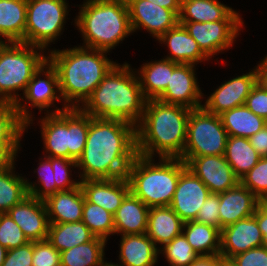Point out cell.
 Instances as JSON below:
<instances>
[{
	"instance_id": "9f6ffc18",
	"label": "cell",
	"mask_w": 267,
	"mask_h": 266,
	"mask_svg": "<svg viewBox=\"0 0 267 266\" xmlns=\"http://www.w3.org/2000/svg\"><path fill=\"white\" fill-rule=\"evenodd\" d=\"M260 206L267 212V195L260 199Z\"/></svg>"
},
{
	"instance_id": "7bdbcfd3",
	"label": "cell",
	"mask_w": 267,
	"mask_h": 266,
	"mask_svg": "<svg viewBox=\"0 0 267 266\" xmlns=\"http://www.w3.org/2000/svg\"><path fill=\"white\" fill-rule=\"evenodd\" d=\"M32 266H61L60 252L47 240L33 241Z\"/></svg>"
},
{
	"instance_id": "f6af8a7d",
	"label": "cell",
	"mask_w": 267,
	"mask_h": 266,
	"mask_svg": "<svg viewBox=\"0 0 267 266\" xmlns=\"http://www.w3.org/2000/svg\"><path fill=\"white\" fill-rule=\"evenodd\" d=\"M230 260L237 266H267V248L265 246L251 248Z\"/></svg>"
},
{
	"instance_id": "7a4b0ae2",
	"label": "cell",
	"mask_w": 267,
	"mask_h": 266,
	"mask_svg": "<svg viewBox=\"0 0 267 266\" xmlns=\"http://www.w3.org/2000/svg\"><path fill=\"white\" fill-rule=\"evenodd\" d=\"M107 51L83 47L51 49L47 60L56 69L63 105L80 108L109 71L118 63Z\"/></svg>"
},
{
	"instance_id": "60d3db41",
	"label": "cell",
	"mask_w": 267,
	"mask_h": 266,
	"mask_svg": "<svg viewBox=\"0 0 267 266\" xmlns=\"http://www.w3.org/2000/svg\"><path fill=\"white\" fill-rule=\"evenodd\" d=\"M22 229L8 213H0V244L7 250L15 249L28 243Z\"/></svg>"
},
{
	"instance_id": "e575fe53",
	"label": "cell",
	"mask_w": 267,
	"mask_h": 266,
	"mask_svg": "<svg viewBox=\"0 0 267 266\" xmlns=\"http://www.w3.org/2000/svg\"><path fill=\"white\" fill-rule=\"evenodd\" d=\"M107 240L94 237L91 241L60 252L61 266H101L105 261Z\"/></svg>"
},
{
	"instance_id": "2e32d148",
	"label": "cell",
	"mask_w": 267,
	"mask_h": 266,
	"mask_svg": "<svg viewBox=\"0 0 267 266\" xmlns=\"http://www.w3.org/2000/svg\"><path fill=\"white\" fill-rule=\"evenodd\" d=\"M256 85L255 69L242 75L234 76L219 85L213 93L204 100L202 107L209 113L221 115L227 110L245 104L247 96Z\"/></svg>"
},
{
	"instance_id": "7402d4cb",
	"label": "cell",
	"mask_w": 267,
	"mask_h": 266,
	"mask_svg": "<svg viewBox=\"0 0 267 266\" xmlns=\"http://www.w3.org/2000/svg\"><path fill=\"white\" fill-rule=\"evenodd\" d=\"M157 41L168 47L169 54L164 58L170 61L197 66L199 63L210 60L180 23L168 30Z\"/></svg>"
},
{
	"instance_id": "ac0fdd59",
	"label": "cell",
	"mask_w": 267,
	"mask_h": 266,
	"mask_svg": "<svg viewBox=\"0 0 267 266\" xmlns=\"http://www.w3.org/2000/svg\"><path fill=\"white\" fill-rule=\"evenodd\" d=\"M7 213L29 241L47 240L50 223L45 201L28 195Z\"/></svg>"
},
{
	"instance_id": "d4e9b609",
	"label": "cell",
	"mask_w": 267,
	"mask_h": 266,
	"mask_svg": "<svg viewBox=\"0 0 267 266\" xmlns=\"http://www.w3.org/2000/svg\"><path fill=\"white\" fill-rule=\"evenodd\" d=\"M84 194L80 185L72 190L59 191L45 201L49 223L82 221Z\"/></svg>"
},
{
	"instance_id": "484cf974",
	"label": "cell",
	"mask_w": 267,
	"mask_h": 266,
	"mask_svg": "<svg viewBox=\"0 0 267 266\" xmlns=\"http://www.w3.org/2000/svg\"><path fill=\"white\" fill-rule=\"evenodd\" d=\"M149 207L129 192L117 209L114 217V234H145Z\"/></svg>"
},
{
	"instance_id": "4fadbf2b",
	"label": "cell",
	"mask_w": 267,
	"mask_h": 266,
	"mask_svg": "<svg viewBox=\"0 0 267 266\" xmlns=\"http://www.w3.org/2000/svg\"><path fill=\"white\" fill-rule=\"evenodd\" d=\"M180 159L208 187L211 193L225 192L240 182L224 155L180 157Z\"/></svg>"
},
{
	"instance_id": "bcb514c9",
	"label": "cell",
	"mask_w": 267,
	"mask_h": 266,
	"mask_svg": "<svg viewBox=\"0 0 267 266\" xmlns=\"http://www.w3.org/2000/svg\"><path fill=\"white\" fill-rule=\"evenodd\" d=\"M33 241L7 251L2 266H32Z\"/></svg>"
},
{
	"instance_id": "74e56055",
	"label": "cell",
	"mask_w": 267,
	"mask_h": 266,
	"mask_svg": "<svg viewBox=\"0 0 267 266\" xmlns=\"http://www.w3.org/2000/svg\"><path fill=\"white\" fill-rule=\"evenodd\" d=\"M159 254L164 256L169 266H189L199 256L183 233L160 248Z\"/></svg>"
},
{
	"instance_id": "7dc6e473",
	"label": "cell",
	"mask_w": 267,
	"mask_h": 266,
	"mask_svg": "<svg viewBox=\"0 0 267 266\" xmlns=\"http://www.w3.org/2000/svg\"><path fill=\"white\" fill-rule=\"evenodd\" d=\"M245 106L267 121V92L255 85L247 96Z\"/></svg>"
},
{
	"instance_id": "6f0895ef",
	"label": "cell",
	"mask_w": 267,
	"mask_h": 266,
	"mask_svg": "<svg viewBox=\"0 0 267 266\" xmlns=\"http://www.w3.org/2000/svg\"><path fill=\"white\" fill-rule=\"evenodd\" d=\"M222 266H237L234 262H232L230 259H224L222 257Z\"/></svg>"
},
{
	"instance_id": "b9f144b4",
	"label": "cell",
	"mask_w": 267,
	"mask_h": 266,
	"mask_svg": "<svg viewBox=\"0 0 267 266\" xmlns=\"http://www.w3.org/2000/svg\"><path fill=\"white\" fill-rule=\"evenodd\" d=\"M52 168L56 176V192L72 190L80 185V179L72 178V170L77 168L75 160L52 157Z\"/></svg>"
},
{
	"instance_id": "f907efd6",
	"label": "cell",
	"mask_w": 267,
	"mask_h": 266,
	"mask_svg": "<svg viewBox=\"0 0 267 266\" xmlns=\"http://www.w3.org/2000/svg\"><path fill=\"white\" fill-rule=\"evenodd\" d=\"M260 231L262 232V246L267 248V212L259 205L254 213Z\"/></svg>"
},
{
	"instance_id": "5bb4252c",
	"label": "cell",
	"mask_w": 267,
	"mask_h": 266,
	"mask_svg": "<svg viewBox=\"0 0 267 266\" xmlns=\"http://www.w3.org/2000/svg\"><path fill=\"white\" fill-rule=\"evenodd\" d=\"M196 65L179 64L170 74L165 91L157 98L167 104H176L198 109L202 107L204 93L198 84ZM196 73V74H195Z\"/></svg>"
},
{
	"instance_id": "94428289",
	"label": "cell",
	"mask_w": 267,
	"mask_h": 266,
	"mask_svg": "<svg viewBox=\"0 0 267 266\" xmlns=\"http://www.w3.org/2000/svg\"><path fill=\"white\" fill-rule=\"evenodd\" d=\"M4 41L0 38V48L4 45Z\"/></svg>"
},
{
	"instance_id": "3957f363",
	"label": "cell",
	"mask_w": 267,
	"mask_h": 266,
	"mask_svg": "<svg viewBox=\"0 0 267 266\" xmlns=\"http://www.w3.org/2000/svg\"><path fill=\"white\" fill-rule=\"evenodd\" d=\"M191 110L158 99L147 100L136 126L137 154L153 158H180L186 143Z\"/></svg>"
},
{
	"instance_id": "836d02e7",
	"label": "cell",
	"mask_w": 267,
	"mask_h": 266,
	"mask_svg": "<svg viewBox=\"0 0 267 266\" xmlns=\"http://www.w3.org/2000/svg\"><path fill=\"white\" fill-rule=\"evenodd\" d=\"M15 163L0 167V213H7L29 195L26 176L16 172Z\"/></svg>"
},
{
	"instance_id": "44dd1931",
	"label": "cell",
	"mask_w": 267,
	"mask_h": 266,
	"mask_svg": "<svg viewBox=\"0 0 267 266\" xmlns=\"http://www.w3.org/2000/svg\"><path fill=\"white\" fill-rule=\"evenodd\" d=\"M220 230L254 215L260 200L240 182L233 188L219 193Z\"/></svg>"
},
{
	"instance_id": "ab89813d",
	"label": "cell",
	"mask_w": 267,
	"mask_h": 266,
	"mask_svg": "<svg viewBox=\"0 0 267 266\" xmlns=\"http://www.w3.org/2000/svg\"><path fill=\"white\" fill-rule=\"evenodd\" d=\"M240 183L259 200L267 195V156L261 157L257 164L240 179Z\"/></svg>"
},
{
	"instance_id": "9c48e42d",
	"label": "cell",
	"mask_w": 267,
	"mask_h": 266,
	"mask_svg": "<svg viewBox=\"0 0 267 266\" xmlns=\"http://www.w3.org/2000/svg\"><path fill=\"white\" fill-rule=\"evenodd\" d=\"M69 7L66 0H27L24 43L49 51L65 30Z\"/></svg>"
},
{
	"instance_id": "83f0119b",
	"label": "cell",
	"mask_w": 267,
	"mask_h": 266,
	"mask_svg": "<svg viewBox=\"0 0 267 266\" xmlns=\"http://www.w3.org/2000/svg\"><path fill=\"white\" fill-rule=\"evenodd\" d=\"M183 225L184 221L170 206L151 207L148 212L146 234L160 249L182 233Z\"/></svg>"
},
{
	"instance_id": "30bf717a",
	"label": "cell",
	"mask_w": 267,
	"mask_h": 266,
	"mask_svg": "<svg viewBox=\"0 0 267 266\" xmlns=\"http://www.w3.org/2000/svg\"><path fill=\"white\" fill-rule=\"evenodd\" d=\"M56 102L63 103L59 90L58 75L56 69L46 60L33 74L24 93L19 94V99L15 103L19 118L25 123V132L28 133L27 128H31L29 126L35 124L33 122L35 117H33L34 114L32 113L33 111H31V107L34 109L37 108L39 113L46 111L44 114H55L68 109V107L63 104L62 108L56 107ZM52 106L55 108L53 110L49 109L52 108Z\"/></svg>"
},
{
	"instance_id": "1f68e13d",
	"label": "cell",
	"mask_w": 267,
	"mask_h": 266,
	"mask_svg": "<svg viewBox=\"0 0 267 266\" xmlns=\"http://www.w3.org/2000/svg\"><path fill=\"white\" fill-rule=\"evenodd\" d=\"M95 235L82 222L50 223L47 241L59 252L91 241Z\"/></svg>"
},
{
	"instance_id": "11a10c76",
	"label": "cell",
	"mask_w": 267,
	"mask_h": 266,
	"mask_svg": "<svg viewBox=\"0 0 267 266\" xmlns=\"http://www.w3.org/2000/svg\"><path fill=\"white\" fill-rule=\"evenodd\" d=\"M7 249L4 248L1 244H0V266H2L4 260H5V257H6V254H7Z\"/></svg>"
},
{
	"instance_id": "8fae6325",
	"label": "cell",
	"mask_w": 267,
	"mask_h": 266,
	"mask_svg": "<svg viewBox=\"0 0 267 266\" xmlns=\"http://www.w3.org/2000/svg\"><path fill=\"white\" fill-rule=\"evenodd\" d=\"M227 138L220 115L209 113L203 107L192 109L181 157L224 155Z\"/></svg>"
},
{
	"instance_id": "e0dca14e",
	"label": "cell",
	"mask_w": 267,
	"mask_h": 266,
	"mask_svg": "<svg viewBox=\"0 0 267 266\" xmlns=\"http://www.w3.org/2000/svg\"><path fill=\"white\" fill-rule=\"evenodd\" d=\"M210 193L208 187L186 167L180 173L169 206L184 222L195 220Z\"/></svg>"
},
{
	"instance_id": "db71d44e",
	"label": "cell",
	"mask_w": 267,
	"mask_h": 266,
	"mask_svg": "<svg viewBox=\"0 0 267 266\" xmlns=\"http://www.w3.org/2000/svg\"><path fill=\"white\" fill-rule=\"evenodd\" d=\"M158 6L174 11L178 16L180 14L181 0H148Z\"/></svg>"
},
{
	"instance_id": "680465c9",
	"label": "cell",
	"mask_w": 267,
	"mask_h": 266,
	"mask_svg": "<svg viewBox=\"0 0 267 266\" xmlns=\"http://www.w3.org/2000/svg\"><path fill=\"white\" fill-rule=\"evenodd\" d=\"M101 266H122V265H120V264H118V263H112L111 261L109 262V261H107V260H105L103 263H102V265Z\"/></svg>"
},
{
	"instance_id": "9a60e30c",
	"label": "cell",
	"mask_w": 267,
	"mask_h": 266,
	"mask_svg": "<svg viewBox=\"0 0 267 266\" xmlns=\"http://www.w3.org/2000/svg\"><path fill=\"white\" fill-rule=\"evenodd\" d=\"M132 32L146 30L156 41L179 23V16L171 10L148 0H126Z\"/></svg>"
},
{
	"instance_id": "816d5d0a",
	"label": "cell",
	"mask_w": 267,
	"mask_h": 266,
	"mask_svg": "<svg viewBox=\"0 0 267 266\" xmlns=\"http://www.w3.org/2000/svg\"><path fill=\"white\" fill-rule=\"evenodd\" d=\"M189 266H222V256L199 255Z\"/></svg>"
},
{
	"instance_id": "ffe728a7",
	"label": "cell",
	"mask_w": 267,
	"mask_h": 266,
	"mask_svg": "<svg viewBox=\"0 0 267 266\" xmlns=\"http://www.w3.org/2000/svg\"><path fill=\"white\" fill-rule=\"evenodd\" d=\"M80 187L88 202L99 205L113 215L130 192L126 177L80 180Z\"/></svg>"
},
{
	"instance_id": "681fc988",
	"label": "cell",
	"mask_w": 267,
	"mask_h": 266,
	"mask_svg": "<svg viewBox=\"0 0 267 266\" xmlns=\"http://www.w3.org/2000/svg\"><path fill=\"white\" fill-rule=\"evenodd\" d=\"M248 139L260 156H267V125Z\"/></svg>"
},
{
	"instance_id": "4316f807",
	"label": "cell",
	"mask_w": 267,
	"mask_h": 266,
	"mask_svg": "<svg viewBox=\"0 0 267 266\" xmlns=\"http://www.w3.org/2000/svg\"><path fill=\"white\" fill-rule=\"evenodd\" d=\"M180 63L167 58L143 63L137 73L143 96L146 100L157 99L166 89L170 74Z\"/></svg>"
},
{
	"instance_id": "6da1fadb",
	"label": "cell",
	"mask_w": 267,
	"mask_h": 266,
	"mask_svg": "<svg viewBox=\"0 0 267 266\" xmlns=\"http://www.w3.org/2000/svg\"><path fill=\"white\" fill-rule=\"evenodd\" d=\"M136 156V126L89 115L85 148L76 161L78 172L74 174L78 173L80 180L126 177Z\"/></svg>"
},
{
	"instance_id": "d6a6232c",
	"label": "cell",
	"mask_w": 267,
	"mask_h": 266,
	"mask_svg": "<svg viewBox=\"0 0 267 266\" xmlns=\"http://www.w3.org/2000/svg\"><path fill=\"white\" fill-rule=\"evenodd\" d=\"M224 157L235 175L241 179L262 156L252 147L248 138L228 136Z\"/></svg>"
},
{
	"instance_id": "8992f818",
	"label": "cell",
	"mask_w": 267,
	"mask_h": 266,
	"mask_svg": "<svg viewBox=\"0 0 267 266\" xmlns=\"http://www.w3.org/2000/svg\"><path fill=\"white\" fill-rule=\"evenodd\" d=\"M186 167L180 158L159 157L156 163L155 157L137 154L126 174L130 192L149 208L169 206Z\"/></svg>"
},
{
	"instance_id": "d6986e66",
	"label": "cell",
	"mask_w": 267,
	"mask_h": 266,
	"mask_svg": "<svg viewBox=\"0 0 267 266\" xmlns=\"http://www.w3.org/2000/svg\"><path fill=\"white\" fill-rule=\"evenodd\" d=\"M262 232L254 215L221 229L220 255L231 259L235 255L262 246Z\"/></svg>"
},
{
	"instance_id": "52a82bcc",
	"label": "cell",
	"mask_w": 267,
	"mask_h": 266,
	"mask_svg": "<svg viewBox=\"0 0 267 266\" xmlns=\"http://www.w3.org/2000/svg\"><path fill=\"white\" fill-rule=\"evenodd\" d=\"M38 120L45 151L43 156L77 161L85 148L89 115L80 108H68L55 114H45Z\"/></svg>"
},
{
	"instance_id": "91938a15",
	"label": "cell",
	"mask_w": 267,
	"mask_h": 266,
	"mask_svg": "<svg viewBox=\"0 0 267 266\" xmlns=\"http://www.w3.org/2000/svg\"><path fill=\"white\" fill-rule=\"evenodd\" d=\"M261 61L267 66V54L263 59H261Z\"/></svg>"
},
{
	"instance_id": "d590c367",
	"label": "cell",
	"mask_w": 267,
	"mask_h": 266,
	"mask_svg": "<svg viewBox=\"0 0 267 266\" xmlns=\"http://www.w3.org/2000/svg\"><path fill=\"white\" fill-rule=\"evenodd\" d=\"M82 222L96 237L108 241L111 236H114L113 214L86 199L84 200Z\"/></svg>"
},
{
	"instance_id": "f1b7e54d",
	"label": "cell",
	"mask_w": 267,
	"mask_h": 266,
	"mask_svg": "<svg viewBox=\"0 0 267 266\" xmlns=\"http://www.w3.org/2000/svg\"><path fill=\"white\" fill-rule=\"evenodd\" d=\"M27 0H0V38L4 42H23Z\"/></svg>"
},
{
	"instance_id": "8d00e7d4",
	"label": "cell",
	"mask_w": 267,
	"mask_h": 266,
	"mask_svg": "<svg viewBox=\"0 0 267 266\" xmlns=\"http://www.w3.org/2000/svg\"><path fill=\"white\" fill-rule=\"evenodd\" d=\"M39 163L34 173H37L36 182H31L25 178L28 194L39 200H46L49 196L56 193V176L52 168V157L38 158ZM42 159V160H41ZM37 170V171H36Z\"/></svg>"
},
{
	"instance_id": "f546056e",
	"label": "cell",
	"mask_w": 267,
	"mask_h": 266,
	"mask_svg": "<svg viewBox=\"0 0 267 266\" xmlns=\"http://www.w3.org/2000/svg\"><path fill=\"white\" fill-rule=\"evenodd\" d=\"M220 117L228 136L249 138L267 125L264 118L251 112L245 104L223 112Z\"/></svg>"
},
{
	"instance_id": "cb8c5ba5",
	"label": "cell",
	"mask_w": 267,
	"mask_h": 266,
	"mask_svg": "<svg viewBox=\"0 0 267 266\" xmlns=\"http://www.w3.org/2000/svg\"><path fill=\"white\" fill-rule=\"evenodd\" d=\"M243 20L239 11L218 0H181L179 22Z\"/></svg>"
},
{
	"instance_id": "f35d334b",
	"label": "cell",
	"mask_w": 267,
	"mask_h": 266,
	"mask_svg": "<svg viewBox=\"0 0 267 266\" xmlns=\"http://www.w3.org/2000/svg\"><path fill=\"white\" fill-rule=\"evenodd\" d=\"M25 123L19 118L15 103L0 99V138H23Z\"/></svg>"
},
{
	"instance_id": "f5cc1de1",
	"label": "cell",
	"mask_w": 267,
	"mask_h": 266,
	"mask_svg": "<svg viewBox=\"0 0 267 266\" xmlns=\"http://www.w3.org/2000/svg\"><path fill=\"white\" fill-rule=\"evenodd\" d=\"M254 69L256 74V85L267 92V66L262 61H259V63L254 66Z\"/></svg>"
},
{
	"instance_id": "603a6c76",
	"label": "cell",
	"mask_w": 267,
	"mask_h": 266,
	"mask_svg": "<svg viewBox=\"0 0 267 266\" xmlns=\"http://www.w3.org/2000/svg\"><path fill=\"white\" fill-rule=\"evenodd\" d=\"M119 264L122 266H155L159 260V249L145 234L120 236Z\"/></svg>"
},
{
	"instance_id": "4dcf8cb0",
	"label": "cell",
	"mask_w": 267,
	"mask_h": 266,
	"mask_svg": "<svg viewBox=\"0 0 267 266\" xmlns=\"http://www.w3.org/2000/svg\"><path fill=\"white\" fill-rule=\"evenodd\" d=\"M182 233L199 255L220 254L221 230L195 220L184 222Z\"/></svg>"
},
{
	"instance_id": "7c38bea8",
	"label": "cell",
	"mask_w": 267,
	"mask_h": 266,
	"mask_svg": "<svg viewBox=\"0 0 267 266\" xmlns=\"http://www.w3.org/2000/svg\"><path fill=\"white\" fill-rule=\"evenodd\" d=\"M198 43L201 50L211 59L233 47L243 20H218L215 22H179ZM224 51V52H223Z\"/></svg>"
},
{
	"instance_id": "ee69618b",
	"label": "cell",
	"mask_w": 267,
	"mask_h": 266,
	"mask_svg": "<svg viewBox=\"0 0 267 266\" xmlns=\"http://www.w3.org/2000/svg\"><path fill=\"white\" fill-rule=\"evenodd\" d=\"M219 207V194L210 193L201 206L195 221L220 229Z\"/></svg>"
},
{
	"instance_id": "277c9868",
	"label": "cell",
	"mask_w": 267,
	"mask_h": 266,
	"mask_svg": "<svg viewBox=\"0 0 267 266\" xmlns=\"http://www.w3.org/2000/svg\"><path fill=\"white\" fill-rule=\"evenodd\" d=\"M146 101L135 69L124 62L109 71L80 109L94 118L118 119L137 126Z\"/></svg>"
},
{
	"instance_id": "c3c4849f",
	"label": "cell",
	"mask_w": 267,
	"mask_h": 266,
	"mask_svg": "<svg viewBox=\"0 0 267 266\" xmlns=\"http://www.w3.org/2000/svg\"><path fill=\"white\" fill-rule=\"evenodd\" d=\"M22 138H0V167L14 163L21 151ZM17 156V157H16Z\"/></svg>"
},
{
	"instance_id": "5b68a950",
	"label": "cell",
	"mask_w": 267,
	"mask_h": 266,
	"mask_svg": "<svg viewBox=\"0 0 267 266\" xmlns=\"http://www.w3.org/2000/svg\"><path fill=\"white\" fill-rule=\"evenodd\" d=\"M74 24L83 47L111 52L132 35L126 0H83Z\"/></svg>"
},
{
	"instance_id": "ba28073f",
	"label": "cell",
	"mask_w": 267,
	"mask_h": 266,
	"mask_svg": "<svg viewBox=\"0 0 267 266\" xmlns=\"http://www.w3.org/2000/svg\"><path fill=\"white\" fill-rule=\"evenodd\" d=\"M45 50L23 42H5L0 48V99L16 103L33 74L47 60Z\"/></svg>"
}]
</instances>
